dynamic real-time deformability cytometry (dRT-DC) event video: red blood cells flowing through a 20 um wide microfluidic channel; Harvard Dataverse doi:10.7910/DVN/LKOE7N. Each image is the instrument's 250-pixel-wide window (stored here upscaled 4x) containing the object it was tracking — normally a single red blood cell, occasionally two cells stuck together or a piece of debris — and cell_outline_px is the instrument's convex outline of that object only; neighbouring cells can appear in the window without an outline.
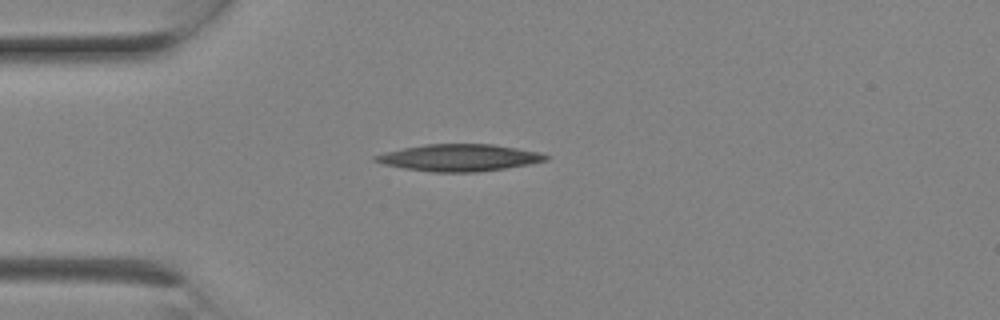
{"species": "Egyptian fruit bat (a non-hibernating species)", "species_latin": "Rousettus aegyptiacus", "temperature_condition": "room temperature", "stored_images_in_passage": 2, "camera_frame_rate_fps": 3000, "um_per_image_px": 0.085, "animal": {"sex": "female"}, "frame": {"image": 1, "passage_image": 2, "time_ms": 0.333, "image_size_px": [1000, 320], "cell_outline_px": [[548, 160], [528, 164], [504, 168], [476, 172], [432, 172], [404, 168], [384, 164], [372, 160], [372, 156], [384, 152], [424, 144], [492, 144], [540, 152], [548, 156]], "centroid_in_image_um": [39.0, 13.4], "position_along_channel_um": 46.0, "area_um2": 26.59}}